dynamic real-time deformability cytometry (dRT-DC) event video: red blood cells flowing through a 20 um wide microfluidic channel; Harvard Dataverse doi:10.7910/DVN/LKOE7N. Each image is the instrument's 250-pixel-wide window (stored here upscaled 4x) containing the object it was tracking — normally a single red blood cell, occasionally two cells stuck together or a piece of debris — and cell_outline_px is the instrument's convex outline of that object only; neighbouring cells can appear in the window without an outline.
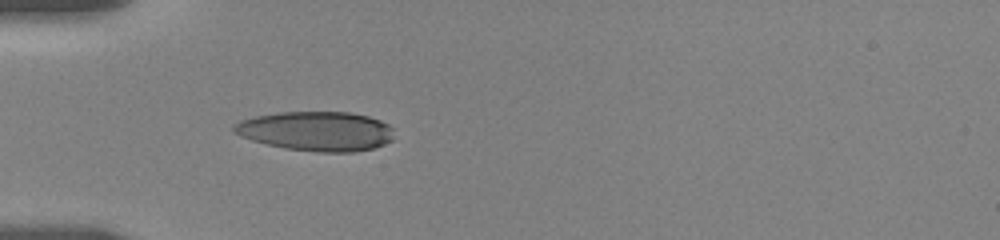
{"species": "human", "species_latin": "Homo sapiens", "temperature_condition": "room temperature", "stored_images_in_passage": 24, "camera_frame_rate_fps": 3000, "um_per_image_px": 0.085, "donor": {"sex": "female"}, "frame": {"image": 1, "passage_image": 6, "time_ms": 1.333, "image_size_px": [1000, 240], "cell_outline_px": [[392, 140], [384, 144], [372, 148], [352, 152], [316, 152], [284, 148], [252, 140], [240, 136], [232, 132], [232, 124], [240, 120], [256, 116], [276, 112], [348, 112], [368, 116], [380, 120], [388, 124], [392, 128]], "centroid_in_image_um": [26.85, 11.14], "position_along_channel_um": 58.2, "area_um2": 36.93}}
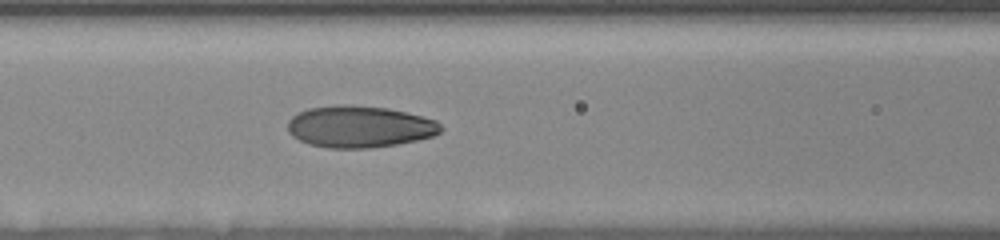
{"frame": {"image": 2, "passage_image": 16, "time_ms": 3.667, "image_size_px": [1000, 240], "cell_outline_px": [[444, 128], [440, 132], [432, 136], [416, 140], [396, 144], [372, 148], [328, 148], [308, 144], [292, 136], [288, 132], [288, 120], [296, 112], [308, 108], [336, 104], [352, 104], [388, 108], [436, 120]], "centroid_in_image_um": [30.52, 10.76], "position_along_channel_um": 136.1, "area_um2": 37.51}}
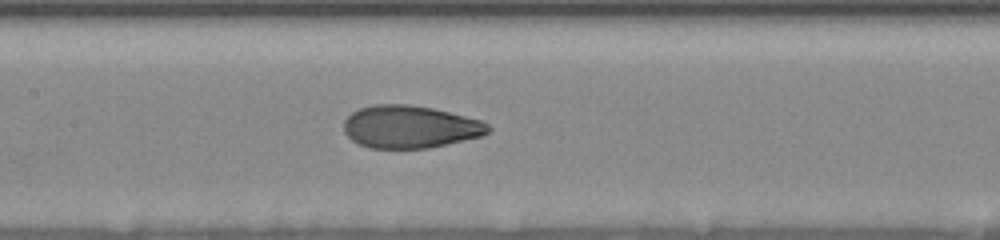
{"frame": {"image": 3, "passage_image": 21, "time_ms": 4.667, "image_size_px": [1000, 240], "cell_outline_px": [[492, 128], [488, 132], [480, 136], [428, 148], [368, 148], [356, 144], [344, 132], [344, 120], [352, 112], [360, 108], [372, 104], [408, 104], [432, 108], [480, 120], [488, 124]], "centroid_in_image_um": [34.8, 10.78], "position_along_channel_um": 172.6, "area_um2": 35.72}}